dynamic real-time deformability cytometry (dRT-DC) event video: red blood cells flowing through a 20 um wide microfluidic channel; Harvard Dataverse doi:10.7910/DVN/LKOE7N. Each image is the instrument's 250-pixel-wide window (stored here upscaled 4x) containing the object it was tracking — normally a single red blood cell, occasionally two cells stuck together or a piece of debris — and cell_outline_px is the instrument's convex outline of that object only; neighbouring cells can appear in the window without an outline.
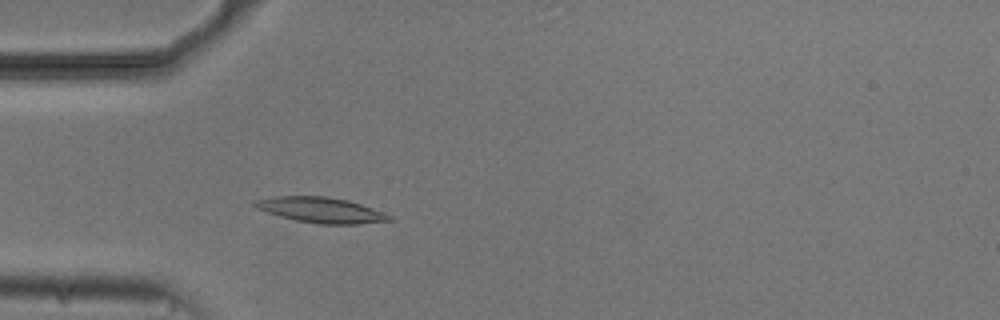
{"species": "common noctule bat (a hibernating species)", "species_latin": "Nyctalus noctula", "temperature_condition": "cold", "stored_images_in_passage": 52, "camera_frame_rate_fps": 3000, "um_per_image_px": 0.085, "animal": {"sex": "male", "body_mass_g": 20.5, "forearm_length_mm": 52.5}, "frame": {"image": 1, "passage_image": 14, "time_ms": 4.333, "image_size_px": [1000, 320], "cell_outline_px": [[392, 220], [356, 224], [320, 224], [296, 220], [280, 216], [256, 208], [252, 204], [256, 200], [272, 196], [328, 196], [348, 200], [372, 208], [392, 216]], "centroid_in_image_um": [27.26, 17.84], "position_along_channel_um": 57.7, "area_um2": 19.77}}
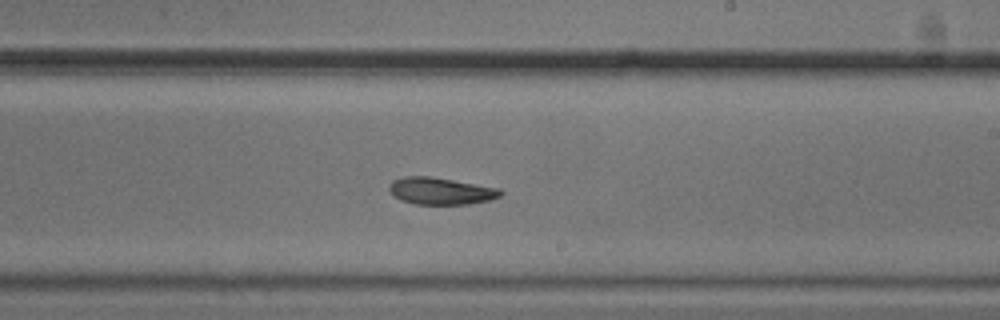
{"frame": {"image": 2, "passage_image": 30, "time_ms": 9.667, "image_size_px": [1000, 320], "cell_outline_px": [[504, 192], [500, 196], [492, 200], [468, 204], [416, 204], [400, 200], [388, 188], [392, 180], [404, 176], [432, 176], [500, 188]], "centroid_in_image_um": [37.5, 16.23], "position_along_channel_um": 251.5, "area_um2": 17.63}}
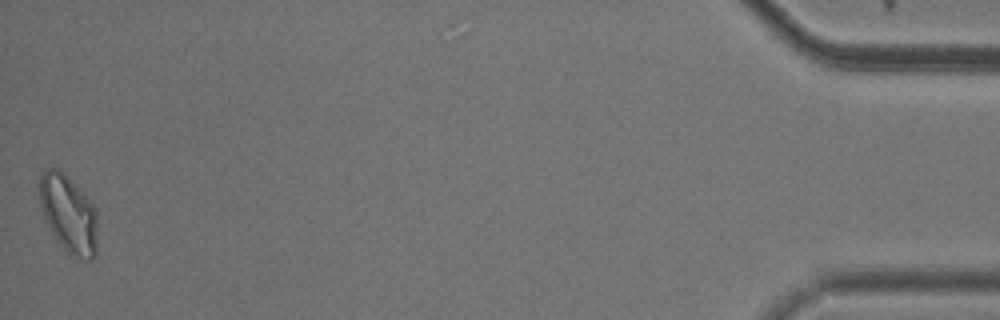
{"frame": {"image": 3, "passage_image": 52, "time_ms": 17.0, "image_size_px": [1000, 320], "cell_outline_px": [[96, 256], [92, 260], [76, 260], [56, 240], [48, 228], [44, 220], [40, 204], [36, 184], [40, 172], [44, 168], [56, 168], [96, 208]], "centroid_in_image_um": [5.76, 18.22], "position_along_channel_um": 429.4, "area_um2": 26.41}, "authors_computed_cell_mechanics": {"area_um2": 18.6116, "velocity_mm_per_s": 3.7068, "shape_relaxation_time_tau1_ms": null, "shape_relaxation_time_tau2_ms": 8.2902, "deformation_change_tau1": null, "deformation_change_tau2": 0.1521}}